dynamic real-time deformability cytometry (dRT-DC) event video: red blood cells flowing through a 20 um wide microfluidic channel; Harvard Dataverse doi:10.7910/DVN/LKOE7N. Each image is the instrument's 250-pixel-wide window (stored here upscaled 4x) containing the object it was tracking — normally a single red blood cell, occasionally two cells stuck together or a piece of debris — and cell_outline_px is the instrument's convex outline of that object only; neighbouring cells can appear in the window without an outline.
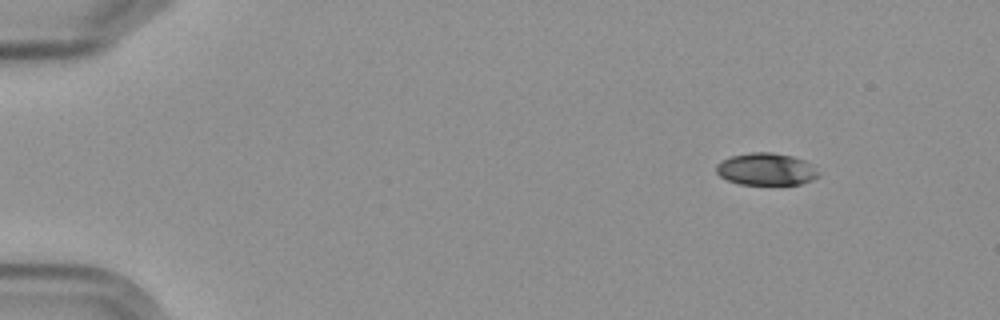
{"species": "Egyptian fruit bat (a non-hibernating species)", "species_latin": "Rousettus aegyptiacus", "temperature_condition": "cold", "stored_images_in_passage": 14, "camera_frame_rate_fps": 3000, "um_per_image_px": 0.085, "frame": {"image": 1, "passage_image": 1, "time_ms": 0.0, "image_size_px": [1000, 320], "cell_outline_px": [[820, 176], [812, 180], [800, 184], [740, 184], [728, 180], [720, 176], [716, 172], [716, 164], [732, 156], [752, 152], [772, 152], [792, 156], [804, 160], [820, 172]], "centroid_in_image_um": [65.14, 14.38], "position_along_channel_um": 19.9, "area_um2": 19.07}}
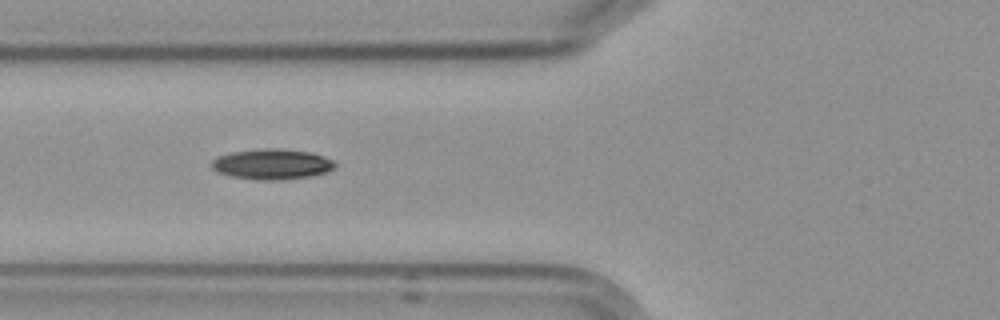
{"frame": {"image": 2, "passage_image": 5, "time_ms": 5.333, "image_size_px": [1000, 320], "cell_outline_px": [[336, 164], [328, 172], [312, 176], [280, 180], [256, 180], [232, 176], [216, 172], [212, 168], [212, 160], [216, 156], [232, 152], [264, 148], [276, 148], [308, 152], [324, 156], [332, 160]], "centroid_in_image_um": [23.09, 13.96], "position_along_channel_um": 102.7, "area_um2": 21.91}}
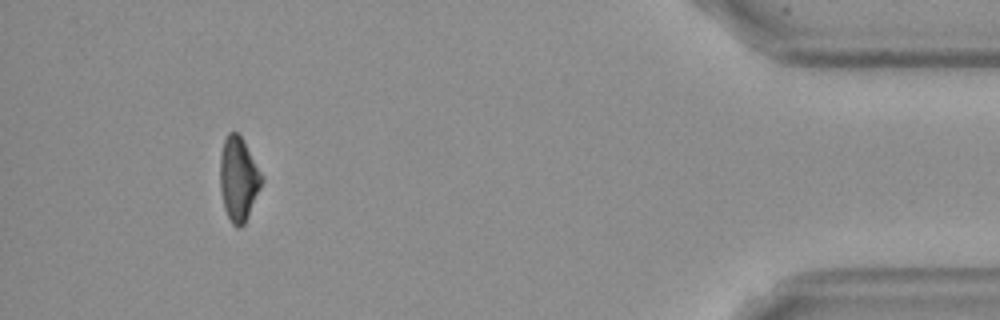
{"frame": {"image": 3, "passage_image": 13, "time_ms": 15.667, "image_size_px": [1000, 320], "cell_outline_px": [[264, 180], [248, 216], [244, 224], [240, 228], [236, 228], [232, 224], [224, 208], [220, 188], [220, 156], [224, 140], [228, 132], [236, 132], [240, 136], [264, 176]], "centroid_in_image_um": [20.27, 15.23], "position_along_channel_um": 414.9, "area_um2": 20.35}, "authors_computed_cell_mechanics": {"area_um2": 20.8658, "velocity_mm_per_s": 3.5711, "shape_relaxation_time_tau1_ms": null, "shape_relaxation_time_tau2_ms": 9.6942, "deformation_change_tau1": null, "deformation_change_tau2": 0.1483}}